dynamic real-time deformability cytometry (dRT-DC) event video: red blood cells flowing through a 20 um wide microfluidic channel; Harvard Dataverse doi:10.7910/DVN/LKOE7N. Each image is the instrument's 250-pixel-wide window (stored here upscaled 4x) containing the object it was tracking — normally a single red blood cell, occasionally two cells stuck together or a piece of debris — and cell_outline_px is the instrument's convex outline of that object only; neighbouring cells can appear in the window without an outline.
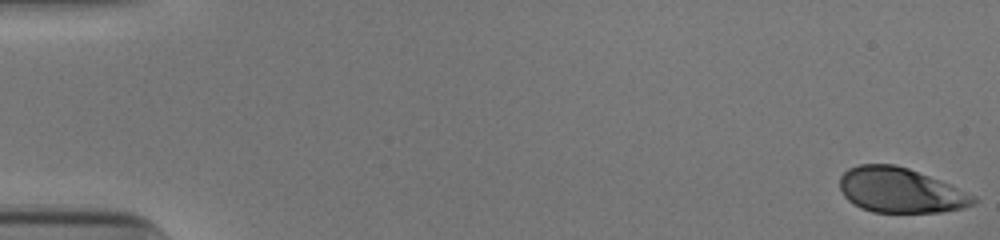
{"species": "human", "species_latin": "Homo sapiens", "temperature_condition": "cold", "stored_images_in_passage": 53, "camera_frame_rate_fps": 3000, "um_per_image_px": 0.085, "donor": {"sex": "male"}, "frame": {"image": 1, "passage_image": 1, "time_ms": 0.0, "image_size_px": [1000, 240], "cell_outline_px": [[980, 200], [976, 204], [964, 208], [940, 212], [872, 212], [860, 208], [848, 200], [844, 196], [840, 188], [840, 176], [848, 168], [860, 164], [896, 164], [908, 168], [948, 184], [976, 196]], "centroid_in_image_um": [76.53, 16.18], "position_along_channel_um": 8.5, "area_um2": 35.03}}
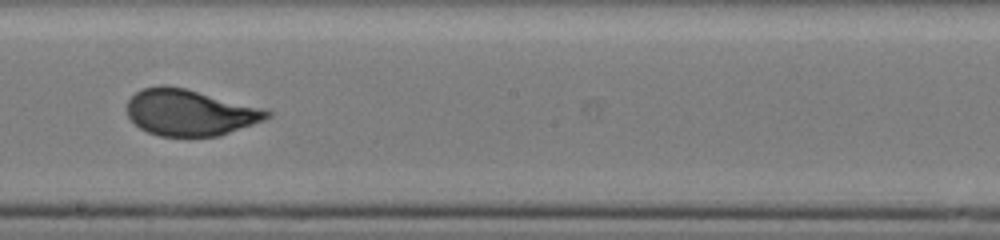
{"frame": {"image": 2, "passage_image": 31, "time_ms": 10.0, "image_size_px": [1000, 240], "cell_outline_px": [[272, 116], [264, 120], [220, 136], [160, 136], [148, 132], [140, 128], [128, 116], [128, 100], [136, 92], [144, 88], [160, 84], [164, 84], [184, 88], [264, 108], [272, 112]], "centroid_in_image_um": [16.15, 9.56], "position_along_channel_um": 232.0, "area_um2": 37.63}}
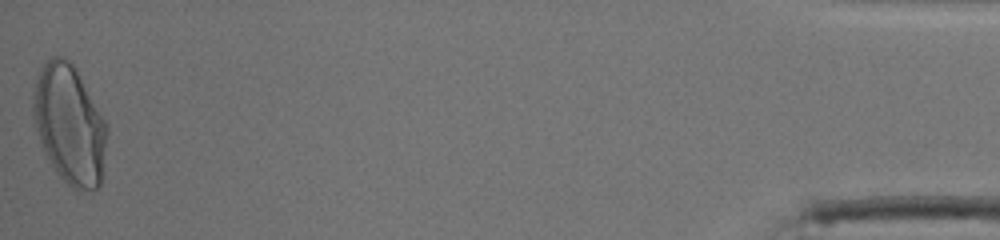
{"frame": {"image": 3, "passage_image": 53, "time_ms": 17.333, "image_size_px": [1000, 240], "cell_outline_px": [[108, 132], [100, 184], [92, 192], [76, 192], [56, 172], [40, 140], [36, 128], [32, 112], [32, 96], [36, 80], [44, 64], [52, 56], [60, 56], [68, 60], [76, 68], [104, 120], [108, 128]], "centroid_in_image_um": [5.91, 10.61], "position_along_channel_um": 429.3, "area_um2": 50.81}, "authors_computed_cell_mechanics": {"area_um2": 38.148, "velocity_mm_per_s": 3.9019, "shape_relaxation_time_tau1_ms": 4.9542, "shape_relaxation_time_tau2_ms": null, "deformation_change_tau1": 0.197, "deformation_change_tau2": null}}